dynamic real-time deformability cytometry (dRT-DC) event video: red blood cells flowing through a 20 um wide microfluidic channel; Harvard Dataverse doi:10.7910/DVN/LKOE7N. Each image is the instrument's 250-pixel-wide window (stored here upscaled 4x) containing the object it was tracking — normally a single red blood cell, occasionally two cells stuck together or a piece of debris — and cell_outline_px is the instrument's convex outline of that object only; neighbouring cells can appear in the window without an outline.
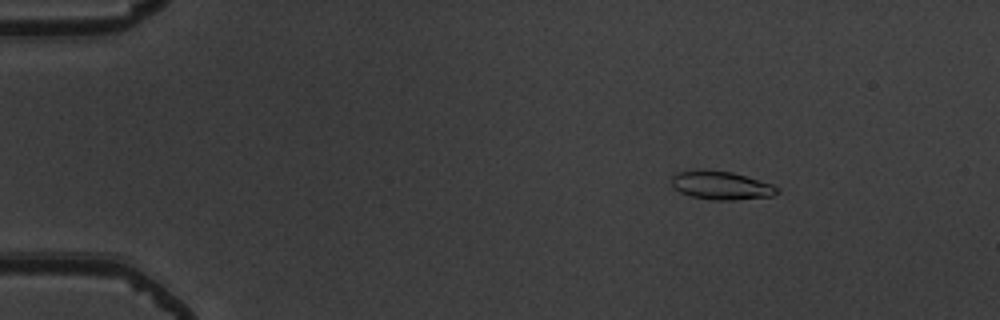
{"species": "common noctule bat (a hibernating species)", "species_latin": "Nyctalus noctula", "temperature_condition": "warm", "stored_images_in_passage": 54, "camera_frame_rate_fps": 3000, "um_per_image_px": 0.085, "animal": {"sex": "male", "body_mass_g": 19.5, "forearm_length_mm": 54.6}, "frame": {"image": 1, "passage_image": 9, "time_ms": 2.667, "image_size_px": [1000, 320], "cell_outline_px": [[780, 192], [772, 196], [732, 200], [712, 200], [692, 196], [680, 192], [672, 188], [672, 176], [676, 172], [732, 172], [772, 184], [780, 188]], "centroid_in_image_um": [61.35, 15.8], "position_along_channel_um": 23.7, "area_um2": 16.94}}
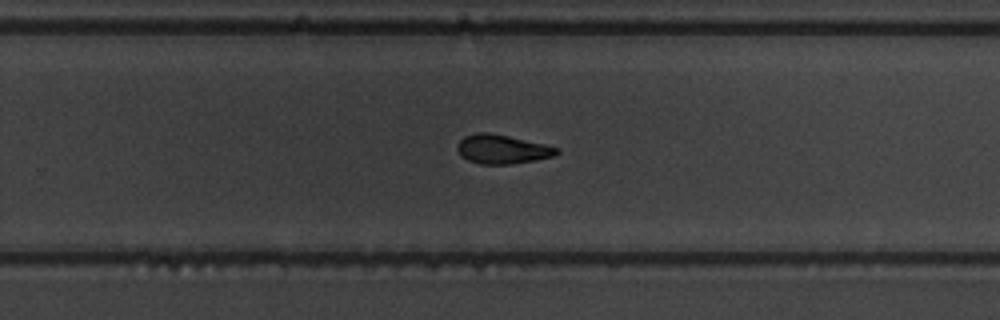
{"frame": {"image": 2, "passage_image": 36, "time_ms": 11.667, "image_size_px": [1000, 320], "cell_outline_px": [[560, 152], [552, 156], [532, 160], [508, 164], [480, 164], [468, 160], [460, 156], [456, 148], [456, 144], [464, 136], [476, 132], [488, 132], [508, 136], [544, 144], [560, 148]], "centroid_in_image_um": [42.63, 12.67], "position_along_channel_um": 287.2, "area_um2": 16.76}}
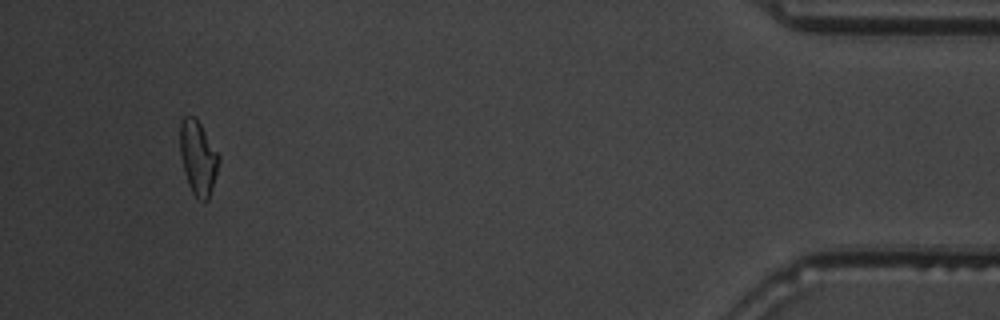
{"frame": {"image": 3, "passage_image": 51, "time_ms": 16.667, "image_size_px": [1000, 320], "cell_outline_px": [[220, 160], [208, 200], [204, 200], [196, 196], [192, 192], [188, 184], [180, 156], [180, 120], [184, 116], [196, 116], [220, 156]], "centroid_in_image_um": [16.82, 13.34], "position_along_channel_um": 418.4, "area_um2": 16.65}, "authors_computed_cell_mechanics": {"area_um2": 16.9643, "velocity_mm_per_s": 3.9241, "shape_relaxation_time_tau1_ms": 5.9171, "shape_relaxation_time_tau2_ms": 6.3017, "deformation_change_tau1": 0.2375, "deformation_change_tau2": 0.161}}